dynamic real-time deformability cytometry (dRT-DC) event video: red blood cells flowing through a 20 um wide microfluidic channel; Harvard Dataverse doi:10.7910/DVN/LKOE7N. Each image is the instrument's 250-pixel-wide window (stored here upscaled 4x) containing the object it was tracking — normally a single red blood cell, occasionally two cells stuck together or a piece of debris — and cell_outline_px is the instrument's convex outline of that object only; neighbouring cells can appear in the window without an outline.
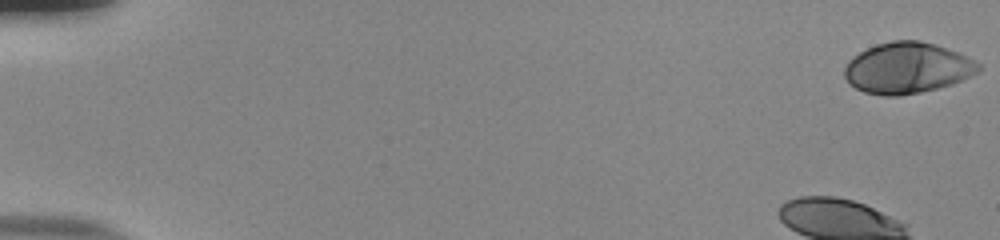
{"species": "human", "species_latin": "Homo sapiens", "temperature_condition": "room temperature", "stored_images_in_passage": 54, "camera_frame_rate_fps": 3000, "um_per_image_px": 0.085, "donor": {"sex": "male"}, "frame": {"image": 1, "passage_image": 1, "time_ms": 0.0, "image_size_px": [1000, 240], "cell_outline_px": [[980, 72], [952, 84], [920, 92], [900, 96], [884, 96], [864, 92], [848, 84], [844, 76], [844, 68], [848, 60], [852, 56], [876, 44], [892, 40], [920, 40], [936, 44], [956, 52], [980, 64]], "centroid_in_image_um": [77.08, 5.78], "position_along_channel_um": 7.9, "area_um2": 39.88}}
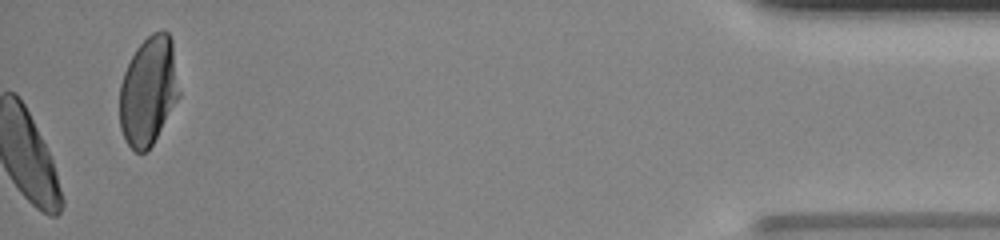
{"frame": {"image": 2, "passage_image": 54, "time_ms": 17.667, "image_size_px": [1000, 240], "cell_outline_px": [[180, 96], [152, 144], [144, 152], [136, 152], [128, 144], [120, 128], [120, 84], [124, 72], [136, 48], [152, 32], [160, 28], [164, 28], [168, 32], [172, 40], [180, 92]], "centroid_in_image_um": [12.63, 7.68], "position_along_channel_um": 422.6, "area_um2": 37.69}, "authors_computed_cell_mechanics": {"area_um2": 35.9805, "velocity_mm_per_s": 3.7697, "shape_relaxation_time_tau1_ms": 3.197, "shape_relaxation_time_tau2_ms": 1.0312, "deformation_change_tau1": 0.1407, "deformation_change_tau2": 0.0622}}